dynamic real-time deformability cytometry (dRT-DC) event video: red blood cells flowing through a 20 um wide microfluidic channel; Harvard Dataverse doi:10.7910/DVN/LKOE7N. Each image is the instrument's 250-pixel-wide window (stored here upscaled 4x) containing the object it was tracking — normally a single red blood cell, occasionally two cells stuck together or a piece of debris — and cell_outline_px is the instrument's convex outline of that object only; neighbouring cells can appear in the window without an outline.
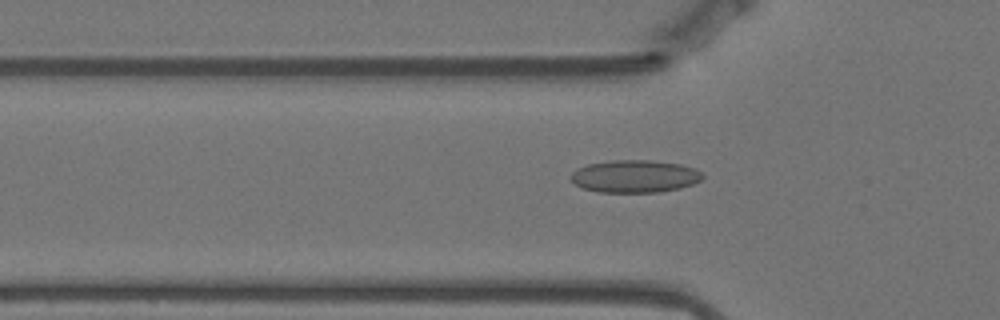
{"species": "Egyptian fruit bat (a non-hibernating species)", "species_latin": "Rousettus aegyptiacus", "temperature_condition": "warm", "stored_images_in_passage": 32, "camera_frame_rate_fps": 3000, "um_per_image_px": 0.085, "animal": {"sex": "female"}, "frame": {"image": 1, "passage_image": 3, "time_ms": 0.667, "image_size_px": [1000, 320], "cell_outline_px": [[704, 176], [700, 180], [692, 184], [680, 188], [660, 192], [600, 192], [580, 188], [568, 176], [576, 168], [588, 164], [612, 160], [652, 160], [680, 164], [696, 168]], "centroid_in_image_um": [53.93, 14.98], "position_along_channel_um": 71.9, "area_um2": 25.14}}
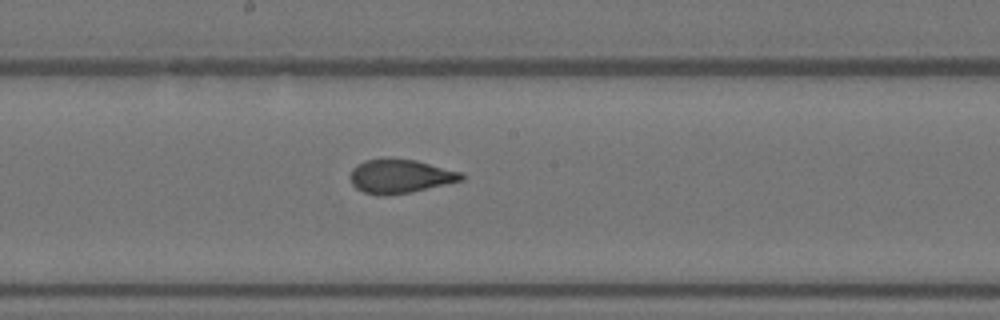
{"frame": {"image": 2, "passage_image": 15, "time_ms": 4.667, "image_size_px": [1000, 320], "cell_outline_px": [[464, 180], [412, 192], [388, 196], [380, 196], [364, 192], [356, 188], [352, 184], [348, 176], [352, 168], [356, 164], [364, 160], [416, 160], [460, 172], [464, 176]], "centroid_in_image_um": [33.98, 15.01], "position_along_channel_um": 214.2, "area_um2": 21.79}}
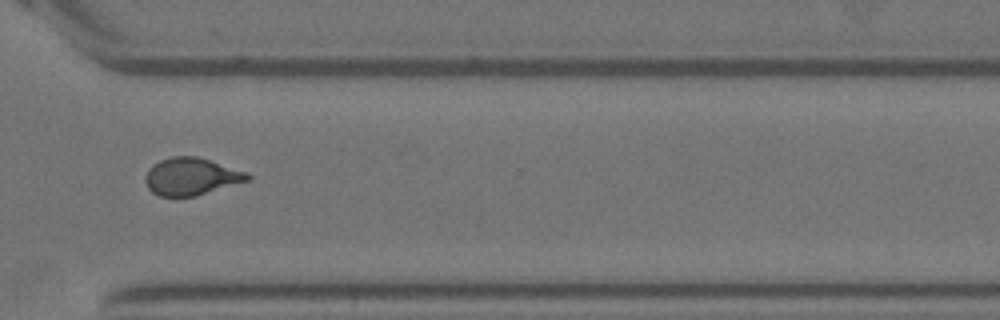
{"frame": {"image": 3, "passage_image": 27, "time_ms": 8.667, "image_size_px": [1000, 320], "cell_outline_px": [[252, 176], [248, 180], [196, 196], [160, 196], [152, 192], [148, 188], [144, 180], [144, 176], [148, 168], [152, 164], [160, 160], [172, 156], [196, 156], [248, 172]], "centroid_in_image_um": [16.22, 14.99], "position_along_channel_um": 354.4, "area_um2": 22.25}}